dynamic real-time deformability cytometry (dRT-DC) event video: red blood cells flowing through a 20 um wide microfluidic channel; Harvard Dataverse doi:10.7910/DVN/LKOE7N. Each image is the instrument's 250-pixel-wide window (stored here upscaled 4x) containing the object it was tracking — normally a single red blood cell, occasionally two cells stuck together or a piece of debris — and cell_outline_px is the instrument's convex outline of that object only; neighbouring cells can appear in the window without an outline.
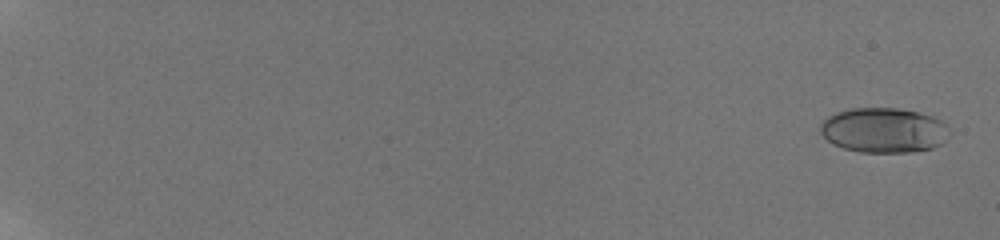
{"species": "human", "species_latin": "Homo sapiens", "temperature_condition": "room temperature", "stored_images_in_passage": 20, "camera_frame_rate_fps": 3000, "um_per_image_px": 0.085, "donor": {"sex": "male"}, "frame": {"image": 1, "passage_image": 2, "time_ms": 0.667, "image_size_px": [1000, 240], "cell_outline_px": [[952, 132], [940, 144], [932, 148], [908, 152], [860, 152], [844, 148], [828, 140], [820, 132], [820, 124], [828, 116], [836, 112], [852, 108], [896, 108], [916, 112], [932, 116], [948, 124]], "centroid_in_image_um": [75.15, 11.06], "position_along_channel_um": 9.9, "area_um2": 33.76}}
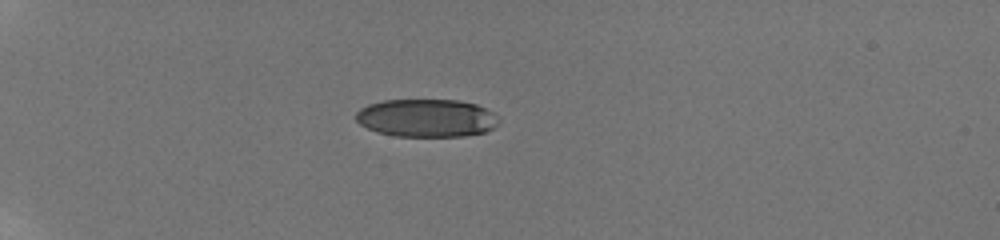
{"frame": {"image": 2, "passage_image": 12, "time_ms": 6.667, "image_size_px": [1000, 240], "cell_outline_px": [[500, 124], [484, 132], [464, 136], [392, 136], [376, 132], [360, 124], [356, 120], [356, 112], [360, 108], [368, 104], [384, 100], [460, 100], [476, 104], [500, 116]], "centroid_in_image_um": [36.27, 10.03], "position_along_channel_um": 48.7, "area_um2": 31.85}}
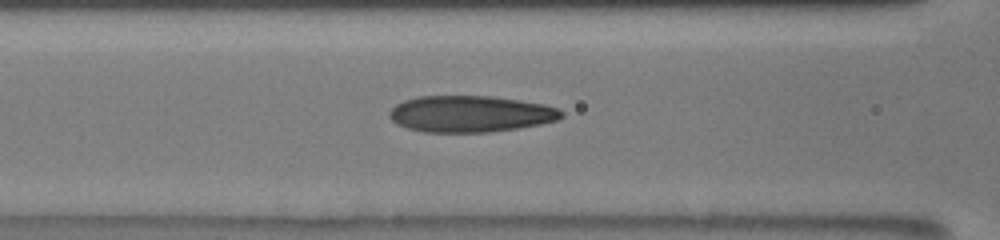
{"frame": {"image": 3, "passage_image": 18, "time_ms": 10.0, "image_size_px": [1000, 240], "cell_outline_px": [[564, 116], [556, 120], [540, 124], [516, 128], [488, 132], [424, 132], [408, 128], [396, 124], [388, 116], [388, 112], [396, 104], [404, 100], [416, 96], [492, 96], [520, 100], [544, 104], [560, 108], [564, 112]], "centroid_in_image_um": [39.98, 9.67], "position_along_channel_um": 126.6, "area_um2": 36.7}}